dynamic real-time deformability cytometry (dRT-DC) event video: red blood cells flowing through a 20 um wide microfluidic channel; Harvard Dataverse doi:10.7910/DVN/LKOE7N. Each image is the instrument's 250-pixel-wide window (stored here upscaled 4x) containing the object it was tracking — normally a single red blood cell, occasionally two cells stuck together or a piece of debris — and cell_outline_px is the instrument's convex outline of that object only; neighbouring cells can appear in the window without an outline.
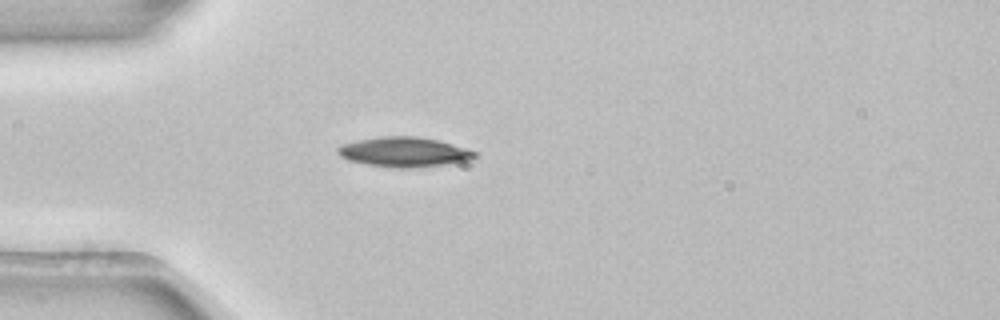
{"species": "common noctule bat (a hibernating species)", "species_latin": "Nyctalus noctula", "temperature_condition": "room temperature", "stored_images_in_passage": 2, "camera_frame_rate_fps": 3000, "um_per_image_px": 0.085, "animal": {"sex": "female", "body_mass_g": 22.7, "forearm_length_mm": 54.2}, "frame": {"image": 1, "passage_image": 2, "time_ms": 0.333, "image_size_px": [1000, 320], "cell_outline_px": [[476, 156], [472, 160], [444, 164], [400, 168], [396, 168], [368, 164], [348, 160], [340, 156], [336, 152], [336, 148], [344, 144], [360, 140], [380, 136], [416, 136], [440, 140], [468, 148], [476, 152]], "centroid_in_image_um": [34.37, 12.9], "position_along_channel_um": 50.6, "area_um2": 23.64}}